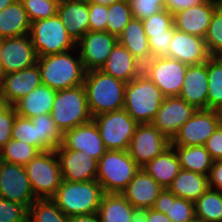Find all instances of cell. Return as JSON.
Here are the masks:
<instances>
[{
	"label": "cell",
	"mask_w": 222,
	"mask_h": 222,
	"mask_svg": "<svg viewBox=\"0 0 222 222\" xmlns=\"http://www.w3.org/2000/svg\"><path fill=\"white\" fill-rule=\"evenodd\" d=\"M37 65L40 69L42 84L55 91L83 84L86 71L77 48L38 57Z\"/></svg>",
	"instance_id": "cell-1"
},
{
	"label": "cell",
	"mask_w": 222,
	"mask_h": 222,
	"mask_svg": "<svg viewBox=\"0 0 222 222\" xmlns=\"http://www.w3.org/2000/svg\"><path fill=\"white\" fill-rule=\"evenodd\" d=\"M83 86L92 117L123 109L125 82L97 69L85 73Z\"/></svg>",
	"instance_id": "cell-2"
},
{
	"label": "cell",
	"mask_w": 222,
	"mask_h": 222,
	"mask_svg": "<svg viewBox=\"0 0 222 222\" xmlns=\"http://www.w3.org/2000/svg\"><path fill=\"white\" fill-rule=\"evenodd\" d=\"M103 195L102 186L97 180H62L51 200L67 217H71L97 213Z\"/></svg>",
	"instance_id": "cell-3"
},
{
	"label": "cell",
	"mask_w": 222,
	"mask_h": 222,
	"mask_svg": "<svg viewBox=\"0 0 222 222\" xmlns=\"http://www.w3.org/2000/svg\"><path fill=\"white\" fill-rule=\"evenodd\" d=\"M164 96L143 72L126 83L123 109L138 123L151 124Z\"/></svg>",
	"instance_id": "cell-4"
},
{
	"label": "cell",
	"mask_w": 222,
	"mask_h": 222,
	"mask_svg": "<svg viewBox=\"0 0 222 222\" xmlns=\"http://www.w3.org/2000/svg\"><path fill=\"white\" fill-rule=\"evenodd\" d=\"M139 170L127 150H106L98 160L96 180L104 193L121 194Z\"/></svg>",
	"instance_id": "cell-5"
},
{
	"label": "cell",
	"mask_w": 222,
	"mask_h": 222,
	"mask_svg": "<svg viewBox=\"0 0 222 222\" xmlns=\"http://www.w3.org/2000/svg\"><path fill=\"white\" fill-rule=\"evenodd\" d=\"M51 117L62 133L93 119L83 84L56 91Z\"/></svg>",
	"instance_id": "cell-6"
},
{
	"label": "cell",
	"mask_w": 222,
	"mask_h": 222,
	"mask_svg": "<svg viewBox=\"0 0 222 222\" xmlns=\"http://www.w3.org/2000/svg\"><path fill=\"white\" fill-rule=\"evenodd\" d=\"M24 168L35 197L51 199L62 181L55 150L40 152Z\"/></svg>",
	"instance_id": "cell-7"
},
{
	"label": "cell",
	"mask_w": 222,
	"mask_h": 222,
	"mask_svg": "<svg viewBox=\"0 0 222 222\" xmlns=\"http://www.w3.org/2000/svg\"><path fill=\"white\" fill-rule=\"evenodd\" d=\"M29 35L38 57L76 48V42L67 33L66 27L57 14L47 19L32 22Z\"/></svg>",
	"instance_id": "cell-8"
},
{
	"label": "cell",
	"mask_w": 222,
	"mask_h": 222,
	"mask_svg": "<svg viewBox=\"0 0 222 222\" xmlns=\"http://www.w3.org/2000/svg\"><path fill=\"white\" fill-rule=\"evenodd\" d=\"M106 150H128L139 125L124 109L93 117Z\"/></svg>",
	"instance_id": "cell-9"
},
{
	"label": "cell",
	"mask_w": 222,
	"mask_h": 222,
	"mask_svg": "<svg viewBox=\"0 0 222 222\" xmlns=\"http://www.w3.org/2000/svg\"><path fill=\"white\" fill-rule=\"evenodd\" d=\"M188 65L170 57L150 59L143 73L161 90L164 97H179Z\"/></svg>",
	"instance_id": "cell-10"
},
{
	"label": "cell",
	"mask_w": 222,
	"mask_h": 222,
	"mask_svg": "<svg viewBox=\"0 0 222 222\" xmlns=\"http://www.w3.org/2000/svg\"><path fill=\"white\" fill-rule=\"evenodd\" d=\"M219 125L216 110L197 109L179 128L171 140V146H204Z\"/></svg>",
	"instance_id": "cell-11"
},
{
	"label": "cell",
	"mask_w": 222,
	"mask_h": 222,
	"mask_svg": "<svg viewBox=\"0 0 222 222\" xmlns=\"http://www.w3.org/2000/svg\"><path fill=\"white\" fill-rule=\"evenodd\" d=\"M171 146V141L152 124H139L130 141L128 153L142 168Z\"/></svg>",
	"instance_id": "cell-12"
},
{
	"label": "cell",
	"mask_w": 222,
	"mask_h": 222,
	"mask_svg": "<svg viewBox=\"0 0 222 222\" xmlns=\"http://www.w3.org/2000/svg\"><path fill=\"white\" fill-rule=\"evenodd\" d=\"M0 197L27 209L37 199L24 166L0 160Z\"/></svg>",
	"instance_id": "cell-13"
},
{
	"label": "cell",
	"mask_w": 222,
	"mask_h": 222,
	"mask_svg": "<svg viewBox=\"0 0 222 222\" xmlns=\"http://www.w3.org/2000/svg\"><path fill=\"white\" fill-rule=\"evenodd\" d=\"M117 43L118 38L106 31H88L76 43L85 71L101 69Z\"/></svg>",
	"instance_id": "cell-14"
},
{
	"label": "cell",
	"mask_w": 222,
	"mask_h": 222,
	"mask_svg": "<svg viewBox=\"0 0 222 222\" xmlns=\"http://www.w3.org/2000/svg\"><path fill=\"white\" fill-rule=\"evenodd\" d=\"M197 111L180 97H164L152 125L170 141L179 128Z\"/></svg>",
	"instance_id": "cell-15"
},
{
	"label": "cell",
	"mask_w": 222,
	"mask_h": 222,
	"mask_svg": "<svg viewBox=\"0 0 222 222\" xmlns=\"http://www.w3.org/2000/svg\"><path fill=\"white\" fill-rule=\"evenodd\" d=\"M42 84L37 64L23 70L0 76V99L13 106L17 101Z\"/></svg>",
	"instance_id": "cell-16"
},
{
	"label": "cell",
	"mask_w": 222,
	"mask_h": 222,
	"mask_svg": "<svg viewBox=\"0 0 222 222\" xmlns=\"http://www.w3.org/2000/svg\"><path fill=\"white\" fill-rule=\"evenodd\" d=\"M2 75L37 64L38 55L30 35L2 39Z\"/></svg>",
	"instance_id": "cell-17"
},
{
	"label": "cell",
	"mask_w": 222,
	"mask_h": 222,
	"mask_svg": "<svg viewBox=\"0 0 222 222\" xmlns=\"http://www.w3.org/2000/svg\"><path fill=\"white\" fill-rule=\"evenodd\" d=\"M56 149L80 150L97 160L106 152L103 140L93 119L65 131L62 137V144Z\"/></svg>",
	"instance_id": "cell-18"
},
{
	"label": "cell",
	"mask_w": 222,
	"mask_h": 222,
	"mask_svg": "<svg viewBox=\"0 0 222 222\" xmlns=\"http://www.w3.org/2000/svg\"><path fill=\"white\" fill-rule=\"evenodd\" d=\"M62 180L70 182L96 180L98 160L82 151L55 149Z\"/></svg>",
	"instance_id": "cell-19"
},
{
	"label": "cell",
	"mask_w": 222,
	"mask_h": 222,
	"mask_svg": "<svg viewBox=\"0 0 222 222\" xmlns=\"http://www.w3.org/2000/svg\"><path fill=\"white\" fill-rule=\"evenodd\" d=\"M221 2L222 0H206L199 5L177 12L173 15L175 28L205 38L213 13Z\"/></svg>",
	"instance_id": "cell-20"
},
{
	"label": "cell",
	"mask_w": 222,
	"mask_h": 222,
	"mask_svg": "<svg viewBox=\"0 0 222 222\" xmlns=\"http://www.w3.org/2000/svg\"><path fill=\"white\" fill-rule=\"evenodd\" d=\"M166 57L174 58L189 66L207 61L210 55L204 38L175 28Z\"/></svg>",
	"instance_id": "cell-21"
},
{
	"label": "cell",
	"mask_w": 222,
	"mask_h": 222,
	"mask_svg": "<svg viewBox=\"0 0 222 222\" xmlns=\"http://www.w3.org/2000/svg\"><path fill=\"white\" fill-rule=\"evenodd\" d=\"M57 15L76 43L89 31L87 0H59Z\"/></svg>",
	"instance_id": "cell-22"
},
{
	"label": "cell",
	"mask_w": 222,
	"mask_h": 222,
	"mask_svg": "<svg viewBox=\"0 0 222 222\" xmlns=\"http://www.w3.org/2000/svg\"><path fill=\"white\" fill-rule=\"evenodd\" d=\"M208 74L207 61L189 65L184 76L179 97L196 109H207Z\"/></svg>",
	"instance_id": "cell-23"
},
{
	"label": "cell",
	"mask_w": 222,
	"mask_h": 222,
	"mask_svg": "<svg viewBox=\"0 0 222 222\" xmlns=\"http://www.w3.org/2000/svg\"><path fill=\"white\" fill-rule=\"evenodd\" d=\"M164 188L142 168L121 193L134 208H153L155 200Z\"/></svg>",
	"instance_id": "cell-24"
},
{
	"label": "cell",
	"mask_w": 222,
	"mask_h": 222,
	"mask_svg": "<svg viewBox=\"0 0 222 222\" xmlns=\"http://www.w3.org/2000/svg\"><path fill=\"white\" fill-rule=\"evenodd\" d=\"M100 70L128 83L143 72V65L124 46L117 43Z\"/></svg>",
	"instance_id": "cell-25"
},
{
	"label": "cell",
	"mask_w": 222,
	"mask_h": 222,
	"mask_svg": "<svg viewBox=\"0 0 222 222\" xmlns=\"http://www.w3.org/2000/svg\"><path fill=\"white\" fill-rule=\"evenodd\" d=\"M56 91L45 84H40L29 94L17 101L13 107L18 115L33 118L51 114Z\"/></svg>",
	"instance_id": "cell-26"
},
{
	"label": "cell",
	"mask_w": 222,
	"mask_h": 222,
	"mask_svg": "<svg viewBox=\"0 0 222 222\" xmlns=\"http://www.w3.org/2000/svg\"><path fill=\"white\" fill-rule=\"evenodd\" d=\"M142 169L161 187L166 189L182 168L175 149L170 146L163 153L149 161Z\"/></svg>",
	"instance_id": "cell-27"
},
{
	"label": "cell",
	"mask_w": 222,
	"mask_h": 222,
	"mask_svg": "<svg viewBox=\"0 0 222 222\" xmlns=\"http://www.w3.org/2000/svg\"><path fill=\"white\" fill-rule=\"evenodd\" d=\"M124 46L143 66L151 59L148 37L142 20L132 18L118 37Z\"/></svg>",
	"instance_id": "cell-28"
},
{
	"label": "cell",
	"mask_w": 222,
	"mask_h": 222,
	"mask_svg": "<svg viewBox=\"0 0 222 222\" xmlns=\"http://www.w3.org/2000/svg\"><path fill=\"white\" fill-rule=\"evenodd\" d=\"M153 209L166 214L172 222H192L196 218L195 203L176 197L168 188L160 192Z\"/></svg>",
	"instance_id": "cell-29"
},
{
	"label": "cell",
	"mask_w": 222,
	"mask_h": 222,
	"mask_svg": "<svg viewBox=\"0 0 222 222\" xmlns=\"http://www.w3.org/2000/svg\"><path fill=\"white\" fill-rule=\"evenodd\" d=\"M31 22L21 0H15L0 12V39L28 35Z\"/></svg>",
	"instance_id": "cell-30"
},
{
	"label": "cell",
	"mask_w": 222,
	"mask_h": 222,
	"mask_svg": "<svg viewBox=\"0 0 222 222\" xmlns=\"http://www.w3.org/2000/svg\"><path fill=\"white\" fill-rule=\"evenodd\" d=\"M209 188L208 176L181 169L168 189L176 196L195 202Z\"/></svg>",
	"instance_id": "cell-31"
},
{
	"label": "cell",
	"mask_w": 222,
	"mask_h": 222,
	"mask_svg": "<svg viewBox=\"0 0 222 222\" xmlns=\"http://www.w3.org/2000/svg\"><path fill=\"white\" fill-rule=\"evenodd\" d=\"M134 207L119 193H104L98 216L100 222H131Z\"/></svg>",
	"instance_id": "cell-32"
},
{
	"label": "cell",
	"mask_w": 222,
	"mask_h": 222,
	"mask_svg": "<svg viewBox=\"0 0 222 222\" xmlns=\"http://www.w3.org/2000/svg\"><path fill=\"white\" fill-rule=\"evenodd\" d=\"M181 168L208 176L213 164L210 153L204 146H172Z\"/></svg>",
	"instance_id": "cell-33"
},
{
	"label": "cell",
	"mask_w": 222,
	"mask_h": 222,
	"mask_svg": "<svg viewBox=\"0 0 222 222\" xmlns=\"http://www.w3.org/2000/svg\"><path fill=\"white\" fill-rule=\"evenodd\" d=\"M38 131V149L43 151L55 150L62 144L63 133L52 120L51 114L30 118Z\"/></svg>",
	"instance_id": "cell-34"
},
{
	"label": "cell",
	"mask_w": 222,
	"mask_h": 222,
	"mask_svg": "<svg viewBox=\"0 0 222 222\" xmlns=\"http://www.w3.org/2000/svg\"><path fill=\"white\" fill-rule=\"evenodd\" d=\"M196 219L222 222V192L208 188L195 202Z\"/></svg>",
	"instance_id": "cell-35"
},
{
	"label": "cell",
	"mask_w": 222,
	"mask_h": 222,
	"mask_svg": "<svg viewBox=\"0 0 222 222\" xmlns=\"http://www.w3.org/2000/svg\"><path fill=\"white\" fill-rule=\"evenodd\" d=\"M208 96L207 109L222 106V56H210L207 60Z\"/></svg>",
	"instance_id": "cell-36"
},
{
	"label": "cell",
	"mask_w": 222,
	"mask_h": 222,
	"mask_svg": "<svg viewBox=\"0 0 222 222\" xmlns=\"http://www.w3.org/2000/svg\"><path fill=\"white\" fill-rule=\"evenodd\" d=\"M41 151L36 147L16 139H11L0 149V160L25 166Z\"/></svg>",
	"instance_id": "cell-37"
},
{
	"label": "cell",
	"mask_w": 222,
	"mask_h": 222,
	"mask_svg": "<svg viewBox=\"0 0 222 222\" xmlns=\"http://www.w3.org/2000/svg\"><path fill=\"white\" fill-rule=\"evenodd\" d=\"M29 222H68V217L51 199H36L28 209Z\"/></svg>",
	"instance_id": "cell-38"
},
{
	"label": "cell",
	"mask_w": 222,
	"mask_h": 222,
	"mask_svg": "<svg viewBox=\"0 0 222 222\" xmlns=\"http://www.w3.org/2000/svg\"><path fill=\"white\" fill-rule=\"evenodd\" d=\"M107 32L117 38L133 18L128 0H119L108 6Z\"/></svg>",
	"instance_id": "cell-39"
},
{
	"label": "cell",
	"mask_w": 222,
	"mask_h": 222,
	"mask_svg": "<svg viewBox=\"0 0 222 222\" xmlns=\"http://www.w3.org/2000/svg\"><path fill=\"white\" fill-rule=\"evenodd\" d=\"M210 56H222V2L216 7L204 38Z\"/></svg>",
	"instance_id": "cell-40"
},
{
	"label": "cell",
	"mask_w": 222,
	"mask_h": 222,
	"mask_svg": "<svg viewBox=\"0 0 222 222\" xmlns=\"http://www.w3.org/2000/svg\"><path fill=\"white\" fill-rule=\"evenodd\" d=\"M21 2L32 23L55 16L59 0H21Z\"/></svg>",
	"instance_id": "cell-41"
},
{
	"label": "cell",
	"mask_w": 222,
	"mask_h": 222,
	"mask_svg": "<svg viewBox=\"0 0 222 222\" xmlns=\"http://www.w3.org/2000/svg\"><path fill=\"white\" fill-rule=\"evenodd\" d=\"M11 136L12 139L26 142L38 148L37 127L34 126L30 118L16 114Z\"/></svg>",
	"instance_id": "cell-42"
},
{
	"label": "cell",
	"mask_w": 222,
	"mask_h": 222,
	"mask_svg": "<svg viewBox=\"0 0 222 222\" xmlns=\"http://www.w3.org/2000/svg\"><path fill=\"white\" fill-rule=\"evenodd\" d=\"M146 35L167 34V29L174 23L173 15L166 9L142 20Z\"/></svg>",
	"instance_id": "cell-43"
},
{
	"label": "cell",
	"mask_w": 222,
	"mask_h": 222,
	"mask_svg": "<svg viewBox=\"0 0 222 222\" xmlns=\"http://www.w3.org/2000/svg\"><path fill=\"white\" fill-rule=\"evenodd\" d=\"M28 209L24 205L0 197V222H27Z\"/></svg>",
	"instance_id": "cell-44"
},
{
	"label": "cell",
	"mask_w": 222,
	"mask_h": 222,
	"mask_svg": "<svg viewBox=\"0 0 222 222\" xmlns=\"http://www.w3.org/2000/svg\"><path fill=\"white\" fill-rule=\"evenodd\" d=\"M133 18L143 20L164 9L165 0H128Z\"/></svg>",
	"instance_id": "cell-45"
},
{
	"label": "cell",
	"mask_w": 222,
	"mask_h": 222,
	"mask_svg": "<svg viewBox=\"0 0 222 222\" xmlns=\"http://www.w3.org/2000/svg\"><path fill=\"white\" fill-rule=\"evenodd\" d=\"M175 31L174 23L167 29V34L147 35L151 59L166 57L169 52L170 42Z\"/></svg>",
	"instance_id": "cell-46"
},
{
	"label": "cell",
	"mask_w": 222,
	"mask_h": 222,
	"mask_svg": "<svg viewBox=\"0 0 222 222\" xmlns=\"http://www.w3.org/2000/svg\"><path fill=\"white\" fill-rule=\"evenodd\" d=\"M89 6V31H106L108 21V6L88 2Z\"/></svg>",
	"instance_id": "cell-47"
},
{
	"label": "cell",
	"mask_w": 222,
	"mask_h": 222,
	"mask_svg": "<svg viewBox=\"0 0 222 222\" xmlns=\"http://www.w3.org/2000/svg\"><path fill=\"white\" fill-rule=\"evenodd\" d=\"M16 114L15 108L10 105H4L0 109V149L12 139Z\"/></svg>",
	"instance_id": "cell-48"
},
{
	"label": "cell",
	"mask_w": 222,
	"mask_h": 222,
	"mask_svg": "<svg viewBox=\"0 0 222 222\" xmlns=\"http://www.w3.org/2000/svg\"><path fill=\"white\" fill-rule=\"evenodd\" d=\"M204 147L210 153L213 161L222 160V125L205 142Z\"/></svg>",
	"instance_id": "cell-49"
},
{
	"label": "cell",
	"mask_w": 222,
	"mask_h": 222,
	"mask_svg": "<svg viewBox=\"0 0 222 222\" xmlns=\"http://www.w3.org/2000/svg\"><path fill=\"white\" fill-rule=\"evenodd\" d=\"M209 188L222 192V160L213 161L208 175Z\"/></svg>",
	"instance_id": "cell-50"
},
{
	"label": "cell",
	"mask_w": 222,
	"mask_h": 222,
	"mask_svg": "<svg viewBox=\"0 0 222 222\" xmlns=\"http://www.w3.org/2000/svg\"><path fill=\"white\" fill-rule=\"evenodd\" d=\"M206 0H165L164 9L172 15L179 11L199 5Z\"/></svg>",
	"instance_id": "cell-51"
},
{
	"label": "cell",
	"mask_w": 222,
	"mask_h": 222,
	"mask_svg": "<svg viewBox=\"0 0 222 222\" xmlns=\"http://www.w3.org/2000/svg\"><path fill=\"white\" fill-rule=\"evenodd\" d=\"M147 222H172L164 213L155 211L153 208L147 209Z\"/></svg>",
	"instance_id": "cell-52"
},
{
	"label": "cell",
	"mask_w": 222,
	"mask_h": 222,
	"mask_svg": "<svg viewBox=\"0 0 222 222\" xmlns=\"http://www.w3.org/2000/svg\"><path fill=\"white\" fill-rule=\"evenodd\" d=\"M68 222H100L97 213L68 217Z\"/></svg>",
	"instance_id": "cell-53"
},
{
	"label": "cell",
	"mask_w": 222,
	"mask_h": 222,
	"mask_svg": "<svg viewBox=\"0 0 222 222\" xmlns=\"http://www.w3.org/2000/svg\"><path fill=\"white\" fill-rule=\"evenodd\" d=\"M131 222H147V208H134Z\"/></svg>",
	"instance_id": "cell-54"
},
{
	"label": "cell",
	"mask_w": 222,
	"mask_h": 222,
	"mask_svg": "<svg viewBox=\"0 0 222 222\" xmlns=\"http://www.w3.org/2000/svg\"><path fill=\"white\" fill-rule=\"evenodd\" d=\"M88 2H93V3H96V4H102V5H111L113 4L114 2L116 1H119V0H87Z\"/></svg>",
	"instance_id": "cell-55"
},
{
	"label": "cell",
	"mask_w": 222,
	"mask_h": 222,
	"mask_svg": "<svg viewBox=\"0 0 222 222\" xmlns=\"http://www.w3.org/2000/svg\"><path fill=\"white\" fill-rule=\"evenodd\" d=\"M13 1L15 0H0V12L11 5Z\"/></svg>",
	"instance_id": "cell-56"
},
{
	"label": "cell",
	"mask_w": 222,
	"mask_h": 222,
	"mask_svg": "<svg viewBox=\"0 0 222 222\" xmlns=\"http://www.w3.org/2000/svg\"><path fill=\"white\" fill-rule=\"evenodd\" d=\"M2 39H0V76H2Z\"/></svg>",
	"instance_id": "cell-57"
},
{
	"label": "cell",
	"mask_w": 222,
	"mask_h": 222,
	"mask_svg": "<svg viewBox=\"0 0 222 222\" xmlns=\"http://www.w3.org/2000/svg\"><path fill=\"white\" fill-rule=\"evenodd\" d=\"M216 111H217L218 117L220 119V124L222 125V106L219 107Z\"/></svg>",
	"instance_id": "cell-58"
},
{
	"label": "cell",
	"mask_w": 222,
	"mask_h": 222,
	"mask_svg": "<svg viewBox=\"0 0 222 222\" xmlns=\"http://www.w3.org/2000/svg\"><path fill=\"white\" fill-rule=\"evenodd\" d=\"M5 104L3 103V101L0 99V109L4 106Z\"/></svg>",
	"instance_id": "cell-59"
},
{
	"label": "cell",
	"mask_w": 222,
	"mask_h": 222,
	"mask_svg": "<svg viewBox=\"0 0 222 222\" xmlns=\"http://www.w3.org/2000/svg\"><path fill=\"white\" fill-rule=\"evenodd\" d=\"M192 222H205V221H202V220H199V219H194Z\"/></svg>",
	"instance_id": "cell-60"
}]
</instances>
